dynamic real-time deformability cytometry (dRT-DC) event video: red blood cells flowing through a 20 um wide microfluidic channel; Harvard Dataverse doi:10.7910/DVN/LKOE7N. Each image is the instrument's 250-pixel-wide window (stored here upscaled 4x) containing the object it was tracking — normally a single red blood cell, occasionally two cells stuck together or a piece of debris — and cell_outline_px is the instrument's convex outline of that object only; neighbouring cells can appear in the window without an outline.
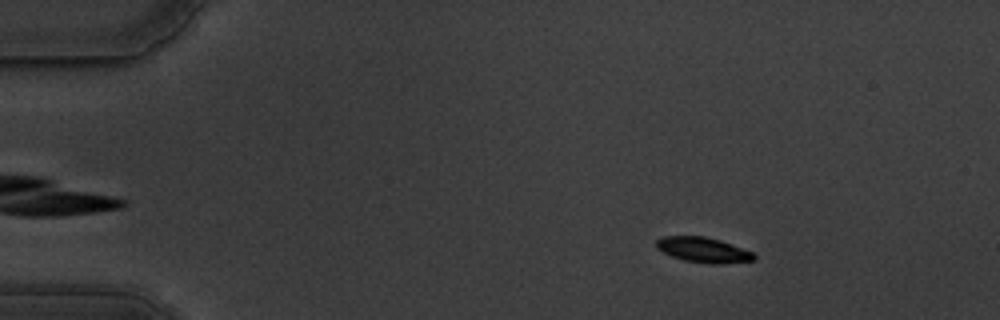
{"species": "common noctule bat (a hibernating species)", "species_latin": "Nyctalus noctula", "temperature_condition": "warm", "stored_images_in_passage": 58, "camera_frame_rate_fps": 3000, "um_per_image_px": 0.085, "animal": {"sex": "male", "body_mass_g": 19.5, "forearm_length_mm": 54.6}, "frame": {"image": 1, "passage_image": 9, "time_ms": 2.667, "image_size_px": [1000, 320], "cell_outline_px": [[756, 260], [724, 264], [708, 264], [684, 260], [672, 256], [656, 248], [656, 240], [664, 236], [704, 236], [720, 240], [752, 252], [756, 256]], "centroid_in_image_um": [59.79, 21.25], "position_along_channel_um": 25.2, "area_um2": 14.33}}
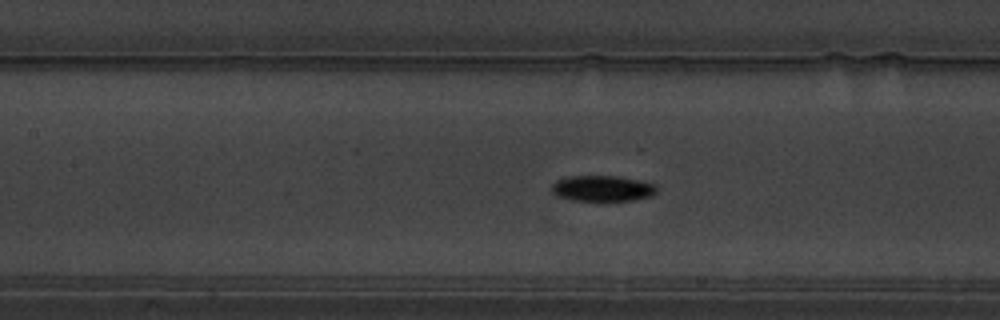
{"frame": {"image": 2, "passage_image": 27, "time_ms": 8.667, "image_size_px": [1000, 320], "cell_outline_px": [[656, 192], [652, 196], [632, 200], [604, 204], [572, 200], [560, 196], [552, 192], [552, 184], [556, 180], [568, 176], [620, 176], [656, 184]], "centroid_in_image_um": [51.22, 16.06], "position_along_channel_um": 156.2, "area_um2": 16.53}}
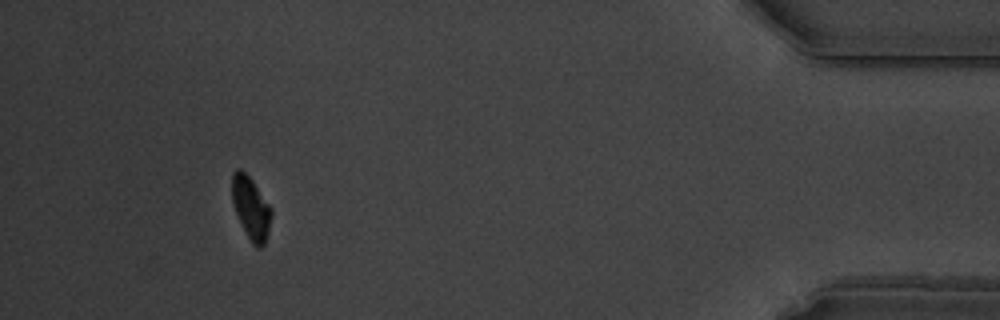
{"frame": {"image": 3, "passage_image": 54, "time_ms": 17.667, "image_size_px": [1000, 320], "cell_outline_px": [[272, 216], [268, 232], [264, 244], [260, 248], [256, 248], [252, 244], [236, 212], [232, 200], [232, 172], [236, 168], [240, 168], [252, 180], [272, 208]], "centroid_in_image_um": [21.34, 17.66], "position_along_channel_um": 413.9, "area_um2": 14.16}, "authors_computed_cell_mechanics": {"area_um2": 15.2014, "velocity_mm_per_s": 3.5122, "shape_relaxation_time_tau1_ms": 2.7187, "shape_relaxation_time_tau2_ms": 8.2282, "deformation_change_tau1": 0.1565, "deformation_change_tau2": 0.0599}}